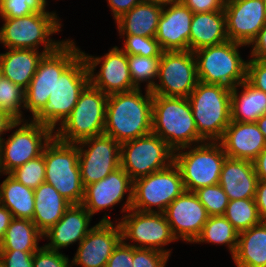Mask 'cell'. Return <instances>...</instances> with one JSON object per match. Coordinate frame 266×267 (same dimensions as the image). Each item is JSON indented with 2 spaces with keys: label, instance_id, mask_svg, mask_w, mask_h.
Returning <instances> with one entry per match:
<instances>
[{
  "label": "cell",
  "instance_id": "obj_2",
  "mask_svg": "<svg viewBox=\"0 0 266 267\" xmlns=\"http://www.w3.org/2000/svg\"><path fill=\"white\" fill-rule=\"evenodd\" d=\"M152 133L174 151L206 142L198 133L188 98L153 95Z\"/></svg>",
  "mask_w": 266,
  "mask_h": 267
},
{
  "label": "cell",
  "instance_id": "obj_15",
  "mask_svg": "<svg viewBox=\"0 0 266 267\" xmlns=\"http://www.w3.org/2000/svg\"><path fill=\"white\" fill-rule=\"evenodd\" d=\"M156 80L150 90L153 95L188 98L198 83L193 52L163 51Z\"/></svg>",
  "mask_w": 266,
  "mask_h": 267
},
{
  "label": "cell",
  "instance_id": "obj_11",
  "mask_svg": "<svg viewBox=\"0 0 266 267\" xmlns=\"http://www.w3.org/2000/svg\"><path fill=\"white\" fill-rule=\"evenodd\" d=\"M16 131L0 141V171L9 174L15 168L42 155L54 137V131L31 119L18 120ZM6 140V141H5Z\"/></svg>",
  "mask_w": 266,
  "mask_h": 267
},
{
  "label": "cell",
  "instance_id": "obj_30",
  "mask_svg": "<svg viewBox=\"0 0 266 267\" xmlns=\"http://www.w3.org/2000/svg\"><path fill=\"white\" fill-rule=\"evenodd\" d=\"M232 259L236 267H266V221L239 232Z\"/></svg>",
  "mask_w": 266,
  "mask_h": 267
},
{
  "label": "cell",
  "instance_id": "obj_10",
  "mask_svg": "<svg viewBox=\"0 0 266 267\" xmlns=\"http://www.w3.org/2000/svg\"><path fill=\"white\" fill-rule=\"evenodd\" d=\"M81 53L75 41L67 39L57 50L44 55L25 89L24 109L29 110L31 119L45 108L57 78Z\"/></svg>",
  "mask_w": 266,
  "mask_h": 267
},
{
  "label": "cell",
  "instance_id": "obj_19",
  "mask_svg": "<svg viewBox=\"0 0 266 267\" xmlns=\"http://www.w3.org/2000/svg\"><path fill=\"white\" fill-rule=\"evenodd\" d=\"M128 191V192H127ZM126 202L121 206V213L131 209L133 198V180L128 173L119 167L104 179L89 184L84 188L82 205L93 216L104 209H109L123 201L126 194ZM125 203V204H124Z\"/></svg>",
  "mask_w": 266,
  "mask_h": 267
},
{
  "label": "cell",
  "instance_id": "obj_53",
  "mask_svg": "<svg viewBox=\"0 0 266 267\" xmlns=\"http://www.w3.org/2000/svg\"><path fill=\"white\" fill-rule=\"evenodd\" d=\"M12 219L13 216L11 212L5 206L0 204V243L3 240Z\"/></svg>",
  "mask_w": 266,
  "mask_h": 267
},
{
  "label": "cell",
  "instance_id": "obj_37",
  "mask_svg": "<svg viewBox=\"0 0 266 267\" xmlns=\"http://www.w3.org/2000/svg\"><path fill=\"white\" fill-rule=\"evenodd\" d=\"M25 89L0 75V111L8 113L16 121L24 120Z\"/></svg>",
  "mask_w": 266,
  "mask_h": 267
},
{
  "label": "cell",
  "instance_id": "obj_48",
  "mask_svg": "<svg viewBox=\"0 0 266 267\" xmlns=\"http://www.w3.org/2000/svg\"><path fill=\"white\" fill-rule=\"evenodd\" d=\"M250 58L254 60H266V24L259 31L257 37L251 42Z\"/></svg>",
  "mask_w": 266,
  "mask_h": 267
},
{
  "label": "cell",
  "instance_id": "obj_1",
  "mask_svg": "<svg viewBox=\"0 0 266 267\" xmlns=\"http://www.w3.org/2000/svg\"><path fill=\"white\" fill-rule=\"evenodd\" d=\"M152 101L150 90L135 89L108 95L104 134L120 144L152 133Z\"/></svg>",
  "mask_w": 266,
  "mask_h": 267
},
{
  "label": "cell",
  "instance_id": "obj_45",
  "mask_svg": "<svg viewBox=\"0 0 266 267\" xmlns=\"http://www.w3.org/2000/svg\"><path fill=\"white\" fill-rule=\"evenodd\" d=\"M246 80L266 93V60H248Z\"/></svg>",
  "mask_w": 266,
  "mask_h": 267
},
{
  "label": "cell",
  "instance_id": "obj_24",
  "mask_svg": "<svg viewBox=\"0 0 266 267\" xmlns=\"http://www.w3.org/2000/svg\"><path fill=\"white\" fill-rule=\"evenodd\" d=\"M92 217L82 204L70 205L61 219L43 233V239L50 240L44 246L59 251L75 242L79 244L94 227L89 228Z\"/></svg>",
  "mask_w": 266,
  "mask_h": 267
},
{
  "label": "cell",
  "instance_id": "obj_20",
  "mask_svg": "<svg viewBox=\"0 0 266 267\" xmlns=\"http://www.w3.org/2000/svg\"><path fill=\"white\" fill-rule=\"evenodd\" d=\"M223 11L228 40L248 47L266 24L263 0H231Z\"/></svg>",
  "mask_w": 266,
  "mask_h": 267
},
{
  "label": "cell",
  "instance_id": "obj_57",
  "mask_svg": "<svg viewBox=\"0 0 266 267\" xmlns=\"http://www.w3.org/2000/svg\"><path fill=\"white\" fill-rule=\"evenodd\" d=\"M263 3H264V5H265V10H266V0H263Z\"/></svg>",
  "mask_w": 266,
  "mask_h": 267
},
{
  "label": "cell",
  "instance_id": "obj_36",
  "mask_svg": "<svg viewBox=\"0 0 266 267\" xmlns=\"http://www.w3.org/2000/svg\"><path fill=\"white\" fill-rule=\"evenodd\" d=\"M160 57H143L139 55H128V67L133 85L140 89L142 82L146 83L147 90L154 87L158 76Z\"/></svg>",
  "mask_w": 266,
  "mask_h": 267
},
{
  "label": "cell",
  "instance_id": "obj_35",
  "mask_svg": "<svg viewBox=\"0 0 266 267\" xmlns=\"http://www.w3.org/2000/svg\"><path fill=\"white\" fill-rule=\"evenodd\" d=\"M224 216L238 232L262 222L254 198L229 201Z\"/></svg>",
  "mask_w": 266,
  "mask_h": 267
},
{
  "label": "cell",
  "instance_id": "obj_44",
  "mask_svg": "<svg viewBox=\"0 0 266 267\" xmlns=\"http://www.w3.org/2000/svg\"><path fill=\"white\" fill-rule=\"evenodd\" d=\"M35 252L0 250V262L3 267H33V255Z\"/></svg>",
  "mask_w": 266,
  "mask_h": 267
},
{
  "label": "cell",
  "instance_id": "obj_22",
  "mask_svg": "<svg viewBox=\"0 0 266 267\" xmlns=\"http://www.w3.org/2000/svg\"><path fill=\"white\" fill-rule=\"evenodd\" d=\"M192 18L193 12L180 1L163 6L155 35L163 51L189 50Z\"/></svg>",
  "mask_w": 266,
  "mask_h": 267
},
{
  "label": "cell",
  "instance_id": "obj_3",
  "mask_svg": "<svg viewBox=\"0 0 266 267\" xmlns=\"http://www.w3.org/2000/svg\"><path fill=\"white\" fill-rule=\"evenodd\" d=\"M0 43L7 49H33L39 51L43 45L46 54L54 52L66 40L50 38L61 31V22L56 12H34L19 18H2Z\"/></svg>",
  "mask_w": 266,
  "mask_h": 267
},
{
  "label": "cell",
  "instance_id": "obj_13",
  "mask_svg": "<svg viewBox=\"0 0 266 267\" xmlns=\"http://www.w3.org/2000/svg\"><path fill=\"white\" fill-rule=\"evenodd\" d=\"M173 162L174 150L153 133L120 145V167L133 181L165 169Z\"/></svg>",
  "mask_w": 266,
  "mask_h": 267
},
{
  "label": "cell",
  "instance_id": "obj_9",
  "mask_svg": "<svg viewBox=\"0 0 266 267\" xmlns=\"http://www.w3.org/2000/svg\"><path fill=\"white\" fill-rule=\"evenodd\" d=\"M89 83V70L81 53L57 78L45 108L33 119L53 131L75 107L81 91Z\"/></svg>",
  "mask_w": 266,
  "mask_h": 267
},
{
  "label": "cell",
  "instance_id": "obj_32",
  "mask_svg": "<svg viewBox=\"0 0 266 267\" xmlns=\"http://www.w3.org/2000/svg\"><path fill=\"white\" fill-rule=\"evenodd\" d=\"M8 175L0 184V204L5 206L13 218L32 220L34 214V189L27 187Z\"/></svg>",
  "mask_w": 266,
  "mask_h": 267
},
{
  "label": "cell",
  "instance_id": "obj_6",
  "mask_svg": "<svg viewBox=\"0 0 266 267\" xmlns=\"http://www.w3.org/2000/svg\"><path fill=\"white\" fill-rule=\"evenodd\" d=\"M45 182L51 184L71 205L82 204L84 186L79 168L77 144L53 137L43 150Z\"/></svg>",
  "mask_w": 266,
  "mask_h": 267
},
{
  "label": "cell",
  "instance_id": "obj_43",
  "mask_svg": "<svg viewBox=\"0 0 266 267\" xmlns=\"http://www.w3.org/2000/svg\"><path fill=\"white\" fill-rule=\"evenodd\" d=\"M69 260L60 251L41 246L33 255V267H71Z\"/></svg>",
  "mask_w": 266,
  "mask_h": 267
},
{
  "label": "cell",
  "instance_id": "obj_56",
  "mask_svg": "<svg viewBox=\"0 0 266 267\" xmlns=\"http://www.w3.org/2000/svg\"><path fill=\"white\" fill-rule=\"evenodd\" d=\"M224 4L230 2L231 0H221Z\"/></svg>",
  "mask_w": 266,
  "mask_h": 267
},
{
  "label": "cell",
  "instance_id": "obj_27",
  "mask_svg": "<svg viewBox=\"0 0 266 267\" xmlns=\"http://www.w3.org/2000/svg\"><path fill=\"white\" fill-rule=\"evenodd\" d=\"M228 40L224 11L193 13L189 50L218 45Z\"/></svg>",
  "mask_w": 266,
  "mask_h": 267
},
{
  "label": "cell",
  "instance_id": "obj_8",
  "mask_svg": "<svg viewBox=\"0 0 266 267\" xmlns=\"http://www.w3.org/2000/svg\"><path fill=\"white\" fill-rule=\"evenodd\" d=\"M226 157L219 142L206 141L174 151V163L181 172L185 191L194 192L201 187L219 184Z\"/></svg>",
  "mask_w": 266,
  "mask_h": 267
},
{
  "label": "cell",
  "instance_id": "obj_16",
  "mask_svg": "<svg viewBox=\"0 0 266 267\" xmlns=\"http://www.w3.org/2000/svg\"><path fill=\"white\" fill-rule=\"evenodd\" d=\"M79 168L84 188L98 182L120 167V143L100 134L76 143Z\"/></svg>",
  "mask_w": 266,
  "mask_h": 267
},
{
  "label": "cell",
  "instance_id": "obj_40",
  "mask_svg": "<svg viewBox=\"0 0 266 267\" xmlns=\"http://www.w3.org/2000/svg\"><path fill=\"white\" fill-rule=\"evenodd\" d=\"M124 38V46L121 48L127 55H139L143 57H161L163 52L155 37L139 35H120ZM124 36V37H123Z\"/></svg>",
  "mask_w": 266,
  "mask_h": 267
},
{
  "label": "cell",
  "instance_id": "obj_17",
  "mask_svg": "<svg viewBox=\"0 0 266 267\" xmlns=\"http://www.w3.org/2000/svg\"><path fill=\"white\" fill-rule=\"evenodd\" d=\"M82 54L89 70V82L103 93L110 95L137 89L130 76L128 55L118 46L101 57L88 55L85 51ZM99 64L100 71L94 72Z\"/></svg>",
  "mask_w": 266,
  "mask_h": 267
},
{
  "label": "cell",
  "instance_id": "obj_14",
  "mask_svg": "<svg viewBox=\"0 0 266 267\" xmlns=\"http://www.w3.org/2000/svg\"><path fill=\"white\" fill-rule=\"evenodd\" d=\"M122 240L134 247L153 249L170 256L172 249L164 246L176 241L164 213L130 209L119 221ZM131 242H127L128 240Z\"/></svg>",
  "mask_w": 266,
  "mask_h": 267
},
{
  "label": "cell",
  "instance_id": "obj_49",
  "mask_svg": "<svg viewBox=\"0 0 266 267\" xmlns=\"http://www.w3.org/2000/svg\"><path fill=\"white\" fill-rule=\"evenodd\" d=\"M108 6L111 9L113 19L118 20L123 14L131 10L137 4L144 0H107Z\"/></svg>",
  "mask_w": 266,
  "mask_h": 267
},
{
  "label": "cell",
  "instance_id": "obj_4",
  "mask_svg": "<svg viewBox=\"0 0 266 267\" xmlns=\"http://www.w3.org/2000/svg\"><path fill=\"white\" fill-rule=\"evenodd\" d=\"M188 100L199 135L205 141L218 142L231 122V89L198 81Z\"/></svg>",
  "mask_w": 266,
  "mask_h": 267
},
{
  "label": "cell",
  "instance_id": "obj_47",
  "mask_svg": "<svg viewBox=\"0 0 266 267\" xmlns=\"http://www.w3.org/2000/svg\"><path fill=\"white\" fill-rule=\"evenodd\" d=\"M193 13L223 11L225 4L221 0H180Z\"/></svg>",
  "mask_w": 266,
  "mask_h": 267
},
{
  "label": "cell",
  "instance_id": "obj_12",
  "mask_svg": "<svg viewBox=\"0 0 266 267\" xmlns=\"http://www.w3.org/2000/svg\"><path fill=\"white\" fill-rule=\"evenodd\" d=\"M184 191L181 172L173 162L165 169L133 181L131 208L143 212L163 213Z\"/></svg>",
  "mask_w": 266,
  "mask_h": 267
},
{
  "label": "cell",
  "instance_id": "obj_21",
  "mask_svg": "<svg viewBox=\"0 0 266 267\" xmlns=\"http://www.w3.org/2000/svg\"><path fill=\"white\" fill-rule=\"evenodd\" d=\"M163 213L174 237L193 244L209 218L197 195L190 191H184Z\"/></svg>",
  "mask_w": 266,
  "mask_h": 267
},
{
  "label": "cell",
  "instance_id": "obj_51",
  "mask_svg": "<svg viewBox=\"0 0 266 267\" xmlns=\"http://www.w3.org/2000/svg\"><path fill=\"white\" fill-rule=\"evenodd\" d=\"M258 180L266 181V148L253 160Z\"/></svg>",
  "mask_w": 266,
  "mask_h": 267
},
{
  "label": "cell",
  "instance_id": "obj_5",
  "mask_svg": "<svg viewBox=\"0 0 266 267\" xmlns=\"http://www.w3.org/2000/svg\"><path fill=\"white\" fill-rule=\"evenodd\" d=\"M241 46L247 45L227 40L194 51L198 81L232 89L246 80L248 60L242 59Z\"/></svg>",
  "mask_w": 266,
  "mask_h": 267
},
{
  "label": "cell",
  "instance_id": "obj_28",
  "mask_svg": "<svg viewBox=\"0 0 266 267\" xmlns=\"http://www.w3.org/2000/svg\"><path fill=\"white\" fill-rule=\"evenodd\" d=\"M34 197L32 221L42 233L55 225L71 205L51 184L46 182L34 189Z\"/></svg>",
  "mask_w": 266,
  "mask_h": 267
},
{
  "label": "cell",
  "instance_id": "obj_7",
  "mask_svg": "<svg viewBox=\"0 0 266 267\" xmlns=\"http://www.w3.org/2000/svg\"><path fill=\"white\" fill-rule=\"evenodd\" d=\"M108 95L90 82L81 91L78 101L65 121L56 128L54 137L76 144L104 133Z\"/></svg>",
  "mask_w": 266,
  "mask_h": 267
},
{
  "label": "cell",
  "instance_id": "obj_42",
  "mask_svg": "<svg viewBox=\"0 0 266 267\" xmlns=\"http://www.w3.org/2000/svg\"><path fill=\"white\" fill-rule=\"evenodd\" d=\"M169 255L145 248L133 247V267H166Z\"/></svg>",
  "mask_w": 266,
  "mask_h": 267
},
{
  "label": "cell",
  "instance_id": "obj_18",
  "mask_svg": "<svg viewBox=\"0 0 266 267\" xmlns=\"http://www.w3.org/2000/svg\"><path fill=\"white\" fill-rule=\"evenodd\" d=\"M114 223L105 212V216L94 225L92 230L79 243L73 257L72 266L106 267L114 248L122 240V230L119 222ZM117 224V225H116Z\"/></svg>",
  "mask_w": 266,
  "mask_h": 267
},
{
  "label": "cell",
  "instance_id": "obj_29",
  "mask_svg": "<svg viewBox=\"0 0 266 267\" xmlns=\"http://www.w3.org/2000/svg\"><path fill=\"white\" fill-rule=\"evenodd\" d=\"M163 6L143 1L123 14L115 23L119 35L155 37Z\"/></svg>",
  "mask_w": 266,
  "mask_h": 267
},
{
  "label": "cell",
  "instance_id": "obj_26",
  "mask_svg": "<svg viewBox=\"0 0 266 267\" xmlns=\"http://www.w3.org/2000/svg\"><path fill=\"white\" fill-rule=\"evenodd\" d=\"M45 54L33 49H7L6 53L0 54V73L26 89Z\"/></svg>",
  "mask_w": 266,
  "mask_h": 267
},
{
  "label": "cell",
  "instance_id": "obj_34",
  "mask_svg": "<svg viewBox=\"0 0 266 267\" xmlns=\"http://www.w3.org/2000/svg\"><path fill=\"white\" fill-rule=\"evenodd\" d=\"M238 234L239 232L224 215L209 216L200 236L194 243L225 245L233 257L238 245Z\"/></svg>",
  "mask_w": 266,
  "mask_h": 267
},
{
  "label": "cell",
  "instance_id": "obj_39",
  "mask_svg": "<svg viewBox=\"0 0 266 267\" xmlns=\"http://www.w3.org/2000/svg\"><path fill=\"white\" fill-rule=\"evenodd\" d=\"M194 193L209 216L224 215L229 199L219 184L201 187Z\"/></svg>",
  "mask_w": 266,
  "mask_h": 267
},
{
  "label": "cell",
  "instance_id": "obj_25",
  "mask_svg": "<svg viewBox=\"0 0 266 267\" xmlns=\"http://www.w3.org/2000/svg\"><path fill=\"white\" fill-rule=\"evenodd\" d=\"M258 182L253 161L226 157L219 178L229 201L254 198Z\"/></svg>",
  "mask_w": 266,
  "mask_h": 267
},
{
  "label": "cell",
  "instance_id": "obj_50",
  "mask_svg": "<svg viewBox=\"0 0 266 267\" xmlns=\"http://www.w3.org/2000/svg\"><path fill=\"white\" fill-rule=\"evenodd\" d=\"M254 200L261 220L266 221V181L258 180Z\"/></svg>",
  "mask_w": 266,
  "mask_h": 267
},
{
  "label": "cell",
  "instance_id": "obj_31",
  "mask_svg": "<svg viewBox=\"0 0 266 267\" xmlns=\"http://www.w3.org/2000/svg\"><path fill=\"white\" fill-rule=\"evenodd\" d=\"M230 110L231 121L256 122L266 114V93L244 80L231 89Z\"/></svg>",
  "mask_w": 266,
  "mask_h": 267
},
{
  "label": "cell",
  "instance_id": "obj_41",
  "mask_svg": "<svg viewBox=\"0 0 266 267\" xmlns=\"http://www.w3.org/2000/svg\"><path fill=\"white\" fill-rule=\"evenodd\" d=\"M46 0H0L1 18H19L34 12H46Z\"/></svg>",
  "mask_w": 266,
  "mask_h": 267
},
{
  "label": "cell",
  "instance_id": "obj_55",
  "mask_svg": "<svg viewBox=\"0 0 266 267\" xmlns=\"http://www.w3.org/2000/svg\"><path fill=\"white\" fill-rule=\"evenodd\" d=\"M144 1L156 3V4H160V5L164 6V5H169L171 3L179 2L180 0H144Z\"/></svg>",
  "mask_w": 266,
  "mask_h": 267
},
{
  "label": "cell",
  "instance_id": "obj_46",
  "mask_svg": "<svg viewBox=\"0 0 266 267\" xmlns=\"http://www.w3.org/2000/svg\"><path fill=\"white\" fill-rule=\"evenodd\" d=\"M133 247L123 240L114 248L106 267H133Z\"/></svg>",
  "mask_w": 266,
  "mask_h": 267
},
{
  "label": "cell",
  "instance_id": "obj_54",
  "mask_svg": "<svg viewBox=\"0 0 266 267\" xmlns=\"http://www.w3.org/2000/svg\"><path fill=\"white\" fill-rule=\"evenodd\" d=\"M260 131L262 132L265 140H266V114L261 116L257 121H256Z\"/></svg>",
  "mask_w": 266,
  "mask_h": 267
},
{
  "label": "cell",
  "instance_id": "obj_33",
  "mask_svg": "<svg viewBox=\"0 0 266 267\" xmlns=\"http://www.w3.org/2000/svg\"><path fill=\"white\" fill-rule=\"evenodd\" d=\"M43 233L32 220L13 218L0 243V250L37 251Z\"/></svg>",
  "mask_w": 266,
  "mask_h": 267
},
{
  "label": "cell",
  "instance_id": "obj_52",
  "mask_svg": "<svg viewBox=\"0 0 266 267\" xmlns=\"http://www.w3.org/2000/svg\"><path fill=\"white\" fill-rule=\"evenodd\" d=\"M17 128V121L8 113L0 111V141L3 139L4 132Z\"/></svg>",
  "mask_w": 266,
  "mask_h": 267
},
{
  "label": "cell",
  "instance_id": "obj_38",
  "mask_svg": "<svg viewBox=\"0 0 266 267\" xmlns=\"http://www.w3.org/2000/svg\"><path fill=\"white\" fill-rule=\"evenodd\" d=\"M9 174L23 185L36 189L40 184L45 182V161L43 154L15 168Z\"/></svg>",
  "mask_w": 266,
  "mask_h": 267
},
{
  "label": "cell",
  "instance_id": "obj_23",
  "mask_svg": "<svg viewBox=\"0 0 266 267\" xmlns=\"http://www.w3.org/2000/svg\"><path fill=\"white\" fill-rule=\"evenodd\" d=\"M229 158L253 161L265 148L266 140L256 122L231 121L218 141Z\"/></svg>",
  "mask_w": 266,
  "mask_h": 267
}]
</instances>
